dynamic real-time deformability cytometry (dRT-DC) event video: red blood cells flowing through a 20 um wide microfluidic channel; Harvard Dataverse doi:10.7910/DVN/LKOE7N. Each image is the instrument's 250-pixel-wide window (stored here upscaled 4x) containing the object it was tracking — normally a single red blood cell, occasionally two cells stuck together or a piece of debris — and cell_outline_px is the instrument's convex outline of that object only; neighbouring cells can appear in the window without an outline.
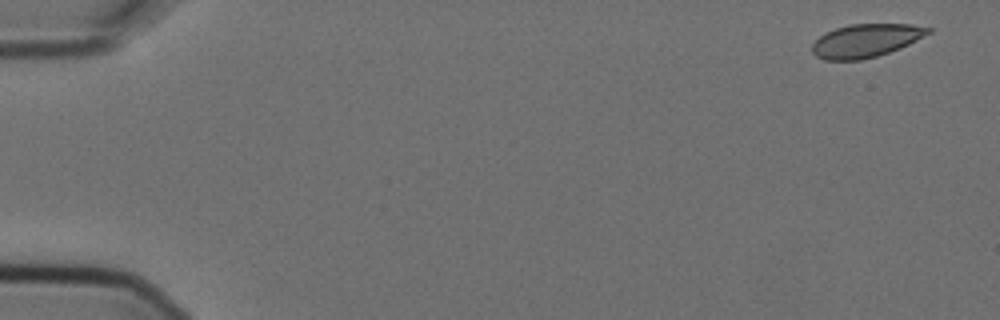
{"species": "Egyptian fruit bat (a non-hibernating species)", "species_latin": "Rousettus aegyptiacus", "temperature_condition": "cold", "stored_images_in_passage": 5, "camera_frame_rate_fps": 3000, "um_per_image_px": 0.085, "animal": {"sex": "female"}, "frame": {"image": 1, "passage_image": 1, "time_ms": 0.0, "image_size_px": [1000, 320], "cell_outline_px": [[932, 32], [900, 48], [876, 56], [860, 60], [824, 60], [816, 56], [812, 52], [812, 44], [824, 32], [848, 24], [912, 24], [932, 28]], "centroid_in_image_um": [73.58, 3.44], "position_along_channel_um": 11.4, "area_um2": 22.48}}